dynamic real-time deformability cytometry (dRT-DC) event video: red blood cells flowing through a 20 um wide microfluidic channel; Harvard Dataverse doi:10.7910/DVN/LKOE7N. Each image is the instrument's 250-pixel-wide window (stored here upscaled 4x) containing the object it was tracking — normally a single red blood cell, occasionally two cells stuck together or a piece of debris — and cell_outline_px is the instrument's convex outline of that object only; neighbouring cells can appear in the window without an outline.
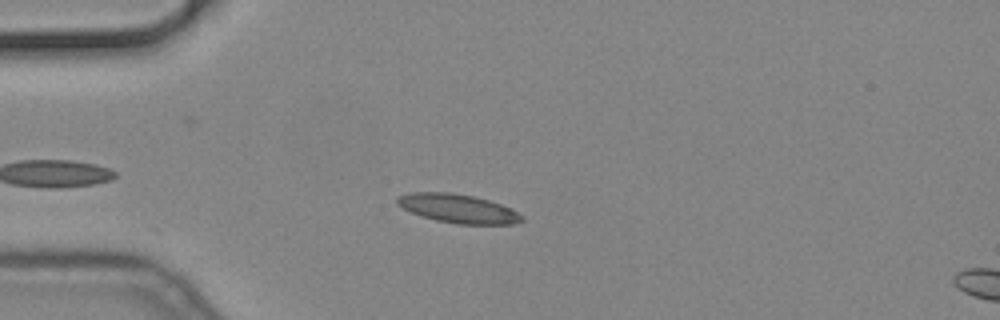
{"species": "common noctule bat (a hibernating species)", "species_latin": "Nyctalus noctula", "temperature_condition": "cold", "stored_images_in_passage": 22, "camera_frame_rate_fps": 3000, "um_per_image_px": 0.085, "animal": {"sex": "male", "body_mass_g": 19.2, "forearm_length_mm": 51.8}, "frame": {"image": 1, "passage_image": 10, "time_ms": 3.0, "image_size_px": [1000, 320], "cell_outline_px": [[524, 220], [512, 224], [460, 224], [436, 220], [412, 212], [396, 204], [396, 200], [400, 196], [412, 192], [448, 192], [472, 196], [488, 200], [500, 204], [516, 212]], "centroid_in_image_um": [38.91, 17.72], "position_along_channel_um": 46.1, "area_um2": 20.35}}
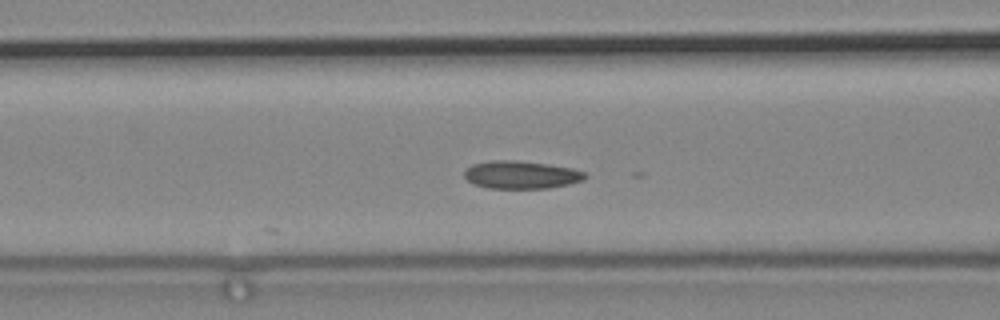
{"frame": {"image": 2, "passage_image": 18, "time_ms": 5.667, "image_size_px": [1000, 320], "cell_outline_px": [[588, 176], [580, 180], [568, 184], [548, 188], [488, 188], [476, 184], [468, 180], [464, 176], [464, 172], [472, 164], [492, 160], [516, 160], [548, 164], [572, 168], [584, 172]], "centroid_in_image_um": [44.29, 14.85], "position_along_channel_um": 122.3, "area_um2": 19.36}}
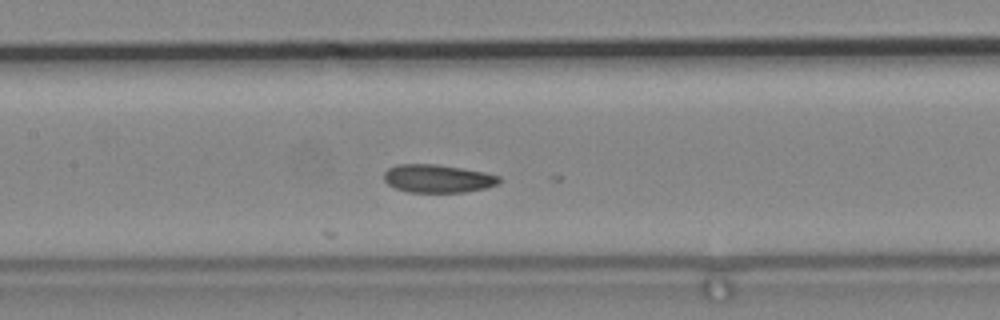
{"frame": {"image": 3, "passage_image": 22, "time_ms": 7.0, "image_size_px": [1000, 320], "cell_outline_px": [[500, 180], [496, 184], [488, 188], [464, 192], [408, 192], [396, 188], [388, 184], [384, 180], [384, 172], [388, 168], [396, 164], [436, 164], [484, 172], [500, 176]], "centroid_in_image_um": [37.19, 15.18], "position_along_channel_um": 170.2, "area_um2": 18.84}}